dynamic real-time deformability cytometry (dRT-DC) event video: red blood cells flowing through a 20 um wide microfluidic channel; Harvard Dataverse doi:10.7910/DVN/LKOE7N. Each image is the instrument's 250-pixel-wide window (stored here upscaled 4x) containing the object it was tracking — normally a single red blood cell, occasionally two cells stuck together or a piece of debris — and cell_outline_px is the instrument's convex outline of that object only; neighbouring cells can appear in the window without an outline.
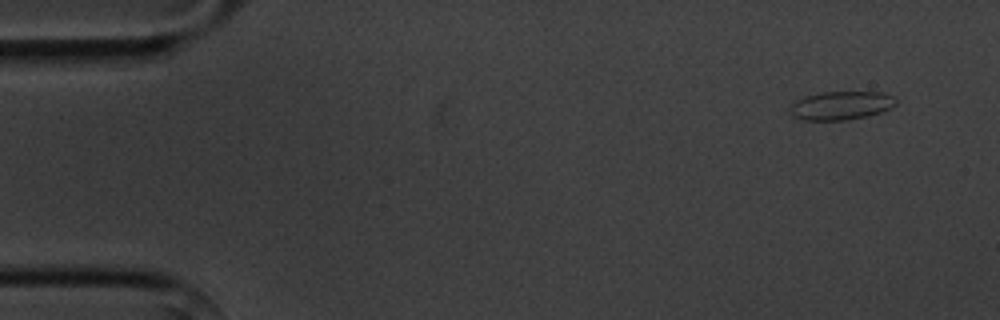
{"species": "common noctule bat (a hibernating species)", "species_latin": "Nyctalus noctula", "temperature_condition": "cold", "stored_images_in_passage": 4, "camera_frame_rate_fps": 3000, "um_per_image_px": 0.085, "animal": {"sex": "male", "body_mass_g": 20.1, "forearm_length_mm": 53.5}, "frame": {"image": 1, "passage_image": 1, "time_ms": 0.0, "image_size_px": [1000, 320], "cell_outline_px": [[896, 104], [880, 112], [868, 116], [844, 120], [804, 120], [792, 116], [792, 104], [796, 100], [804, 96], [824, 92], [884, 92], [896, 96]], "centroid_in_image_um": [71.53, 8.96], "position_along_channel_um": 13.5, "area_um2": 17.51}}